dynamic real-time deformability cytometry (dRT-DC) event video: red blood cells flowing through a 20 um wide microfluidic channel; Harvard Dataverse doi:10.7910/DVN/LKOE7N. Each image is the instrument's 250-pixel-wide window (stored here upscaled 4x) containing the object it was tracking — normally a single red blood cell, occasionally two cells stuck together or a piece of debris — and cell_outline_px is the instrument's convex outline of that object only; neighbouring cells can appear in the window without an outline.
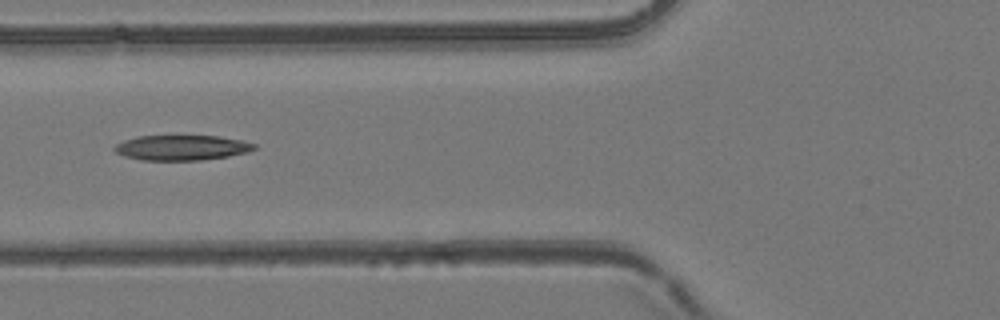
{"species": "common noctule bat (a hibernating species)", "species_latin": "Nyctalus noctula", "temperature_condition": "room temperature", "stored_images_in_passage": 55, "camera_frame_rate_fps": 3000, "um_per_image_px": 0.085, "animal": {"sex": "female", "body_mass_g": 24.6, "forearm_length_mm": 56.2}, "frame": {"image": 1, "passage_image": 22, "time_ms": 7.0, "image_size_px": [1000, 320], "cell_outline_px": [[256, 148], [248, 152], [228, 156], [200, 160], [140, 160], [124, 156], [116, 152], [112, 148], [116, 144], [124, 140], [136, 136], [220, 136], [240, 140], [256, 144]], "centroid_in_image_um": [15.42, 12.55], "position_along_channel_um": 110.4, "area_um2": 20.46}}
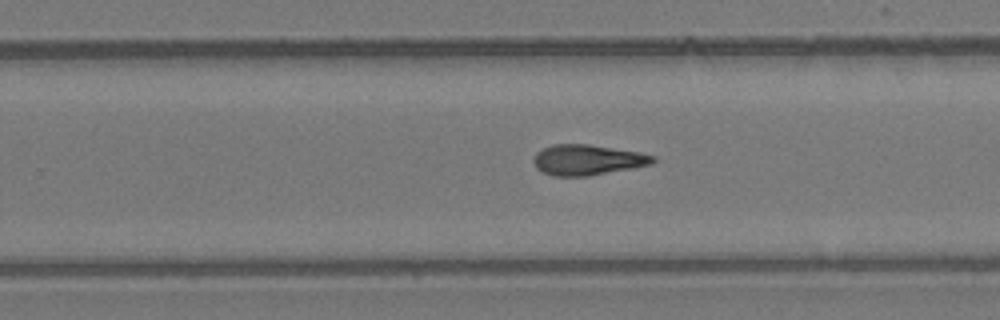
{"frame": {"image": 2, "passage_image": 35, "time_ms": 11.333, "image_size_px": [1000, 320], "cell_outline_px": [[656, 160], [652, 164], [636, 168], [588, 176], [552, 176], [536, 168], [532, 160], [536, 152], [552, 144], [588, 144], [640, 152], [656, 156]], "centroid_in_image_um": [49.96, 13.59], "position_along_channel_um": 279.8, "area_um2": 21.44}}
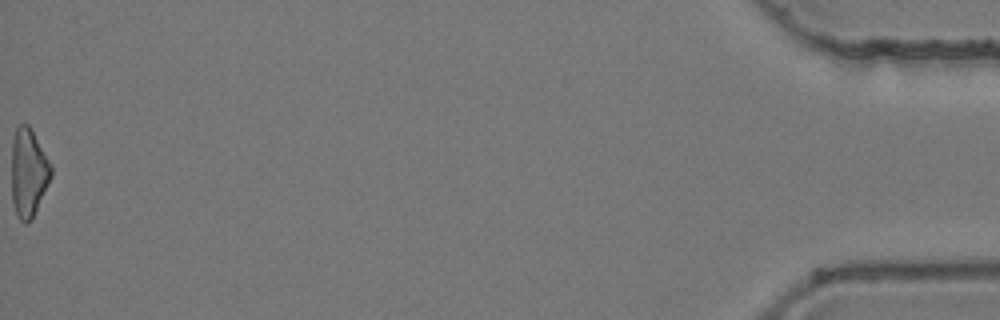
{"frame": {"image": 3, "passage_image": 55, "time_ms": 18.0, "image_size_px": [1000, 320], "cell_outline_px": [[52, 176], [32, 220], [28, 224], [24, 224], [16, 216], [12, 200], [12, 140], [16, 128], [20, 124], [28, 124], [48, 160], [52, 168]], "centroid_in_image_um": [2.4, 14.74], "position_along_channel_um": 432.8, "area_um2": 20.29}, "authors_computed_cell_mechanics": {"area_um2": 21.1548, "velocity_mm_per_s": 3.9134, "shape_relaxation_time_tau1_ms": 8.8498, "shape_relaxation_time_tau2_ms": 3.8384, "deformation_change_tau1": 0.2246, "deformation_change_tau2": 0.1384}}